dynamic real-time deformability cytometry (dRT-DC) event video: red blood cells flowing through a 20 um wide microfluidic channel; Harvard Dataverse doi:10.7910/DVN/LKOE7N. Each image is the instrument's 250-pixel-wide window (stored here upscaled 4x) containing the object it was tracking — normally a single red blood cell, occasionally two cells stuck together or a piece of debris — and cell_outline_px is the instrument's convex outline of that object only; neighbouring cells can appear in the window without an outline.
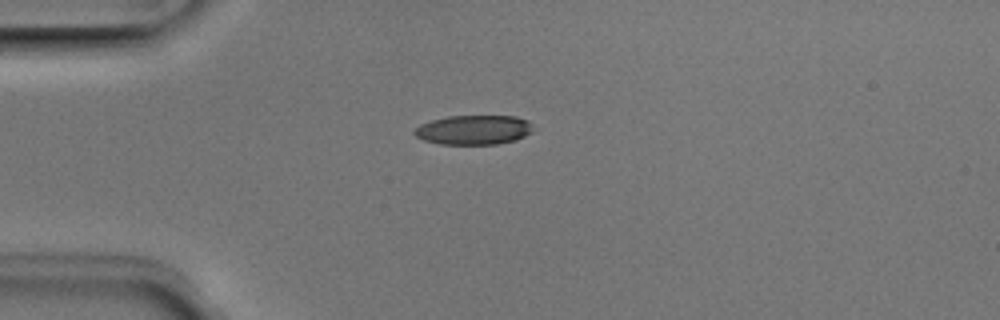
{"species": "Egyptian fruit bat (a non-hibernating species)", "species_latin": "Rousettus aegyptiacus", "temperature_condition": "room temperature", "stored_images_in_passage": 6, "camera_frame_rate_fps": 3000, "um_per_image_px": 0.085, "animal": {"sex": "male"}, "frame": {"image": 1, "passage_image": 3, "time_ms": 0.667, "image_size_px": [1000, 320], "cell_outline_px": [[532, 132], [516, 140], [496, 144], [440, 144], [424, 140], [416, 136], [412, 132], [420, 124], [432, 120], [448, 116], [516, 116], [528, 120], [532, 124]], "centroid_in_image_um": [40.27, 11.03], "position_along_channel_um": 44.7, "area_um2": 20.4}}
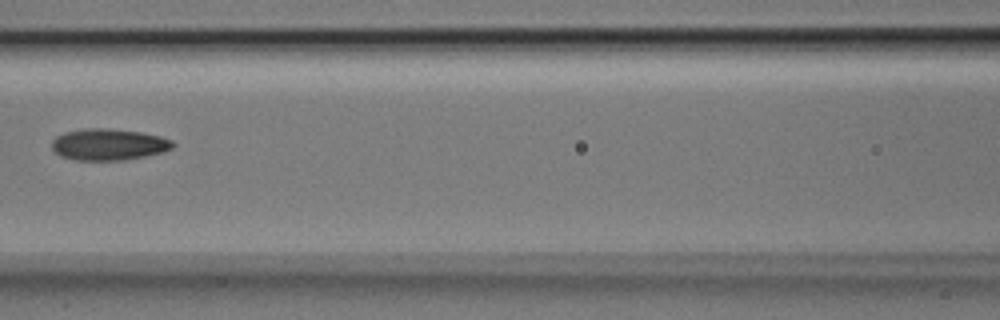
{"frame": {"image": 2, "passage_image": 6, "time_ms": 1.667, "image_size_px": [1000, 320], "cell_outline_px": [[176, 144], [172, 148], [160, 152], [144, 156], [124, 160], [76, 160], [60, 156], [52, 148], [52, 140], [56, 136], [64, 132], [84, 128], [108, 128], [140, 132], [160, 136], [172, 140]], "centroid_in_image_um": [9.21, 12.27], "position_along_channel_um": 157.4, "area_um2": 22.2}}